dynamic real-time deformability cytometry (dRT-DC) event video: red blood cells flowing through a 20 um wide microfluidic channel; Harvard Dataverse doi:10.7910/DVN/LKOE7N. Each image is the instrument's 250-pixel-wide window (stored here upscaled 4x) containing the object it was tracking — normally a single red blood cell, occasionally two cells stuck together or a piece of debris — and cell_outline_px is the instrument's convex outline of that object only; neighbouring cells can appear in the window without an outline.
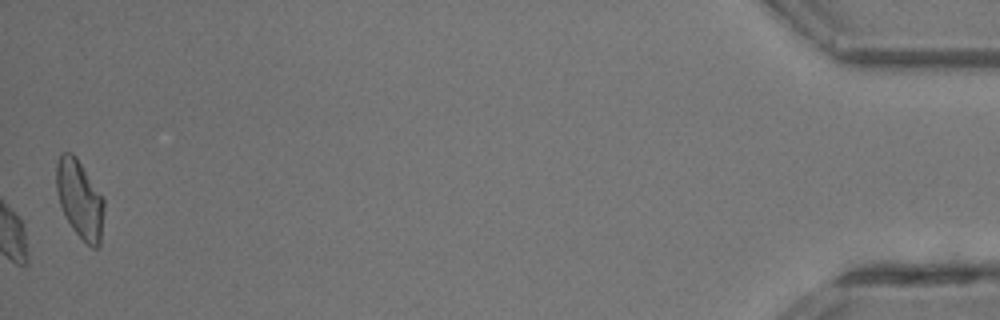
{"species": "common noctule bat (a hibernating species)", "species_latin": "Nyctalus noctula", "temperature_condition": "room temperature", "stored_images_in_passage": 32, "camera_frame_rate_fps": 3000, "um_per_image_px": 0.085, "animal": {"sex": "male", "body_mass_g": 13.3}, "frame": {"image": 1, "passage_image": 32, "time_ms": 10.333, "image_size_px": [1000, 320], "cell_outline_px": [[104, 212], [100, 248], [92, 248], [72, 228], [64, 216], [60, 204], [56, 188], [56, 164], [60, 152], [72, 152], [76, 156], [104, 196]], "centroid_in_image_um": [6.79, 16.91], "position_along_channel_um": 428.4, "area_um2": 22.14}}